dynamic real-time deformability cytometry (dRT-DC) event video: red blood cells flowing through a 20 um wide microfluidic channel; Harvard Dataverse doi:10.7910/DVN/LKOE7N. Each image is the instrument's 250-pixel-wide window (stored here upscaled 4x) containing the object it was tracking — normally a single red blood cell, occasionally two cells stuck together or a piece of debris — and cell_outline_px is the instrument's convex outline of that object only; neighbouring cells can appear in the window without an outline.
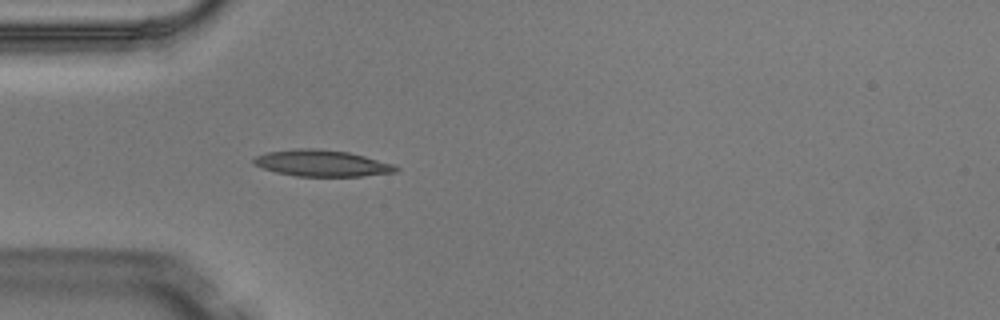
{"species": "Egyptian fruit bat (a non-hibernating species)", "species_latin": "Rousettus aegyptiacus", "temperature_condition": "warm", "stored_images_in_passage": 1, "camera_frame_rate_fps": 3000, "um_per_image_px": 0.085, "animal": {"sex": "male"}, "frame": {"image": 1, "passage_image": 1, "time_ms": 0.0, "image_size_px": [1000, 320], "cell_outline_px": [[400, 168], [396, 172], [360, 176], [296, 176], [276, 172], [252, 164], [252, 160], [256, 156], [268, 152], [300, 148], [312, 148], [348, 152], [364, 156], [392, 164]], "centroid_in_image_um": [27.34, 13.88], "position_along_channel_um": 57.7, "area_um2": 21.62}}